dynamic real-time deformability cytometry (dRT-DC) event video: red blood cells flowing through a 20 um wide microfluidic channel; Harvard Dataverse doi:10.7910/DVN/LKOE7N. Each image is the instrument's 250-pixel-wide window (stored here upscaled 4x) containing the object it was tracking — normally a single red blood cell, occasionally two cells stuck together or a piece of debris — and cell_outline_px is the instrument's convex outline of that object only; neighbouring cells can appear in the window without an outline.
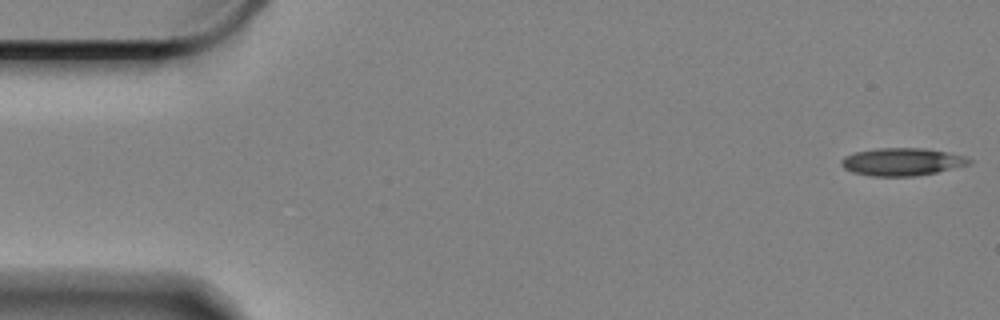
{"species": "Egyptian fruit bat (a non-hibernating species)", "species_latin": "Rousettus aegyptiacus", "temperature_condition": "cold", "stored_images_in_passage": 60, "segment_of_instrument_passage": [1, 2], "camera_frame_rate_fps": 3000, "um_per_image_px": 0.085, "animal": {"sex": "female"}, "frame": {"image": 1, "passage_image": 1, "time_ms": 0.0, "image_size_px": [1000, 320], "cell_outline_px": [[972, 160], [968, 164], [936, 172], [912, 176], [872, 176], [852, 172], [844, 168], [840, 164], [840, 160], [844, 156], [856, 152], [876, 148], [924, 148], [964, 156]], "centroid_in_image_um": [76.6, 13.75], "position_along_channel_um": 8.4, "area_um2": 20.35}}
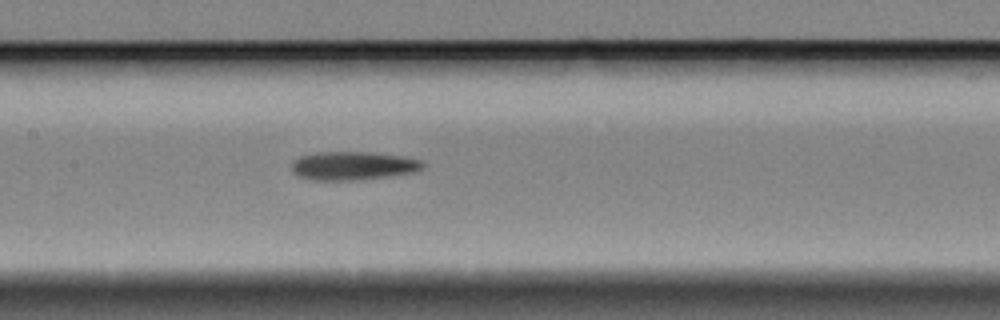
{"frame": {"image": 2, "passage_image": 27, "time_ms": 8.667, "image_size_px": [1000, 320], "cell_outline_px": [[424, 168], [416, 172], [388, 176], [352, 180], [312, 180], [296, 176], [292, 172], [292, 164], [300, 156], [320, 152], [372, 152], [400, 156], [420, 160], [424, 164]], "centroid_in_image_um": [30.0, 14.09], "position_along_channel_um": 177.4, "area_um2": 21.68}}
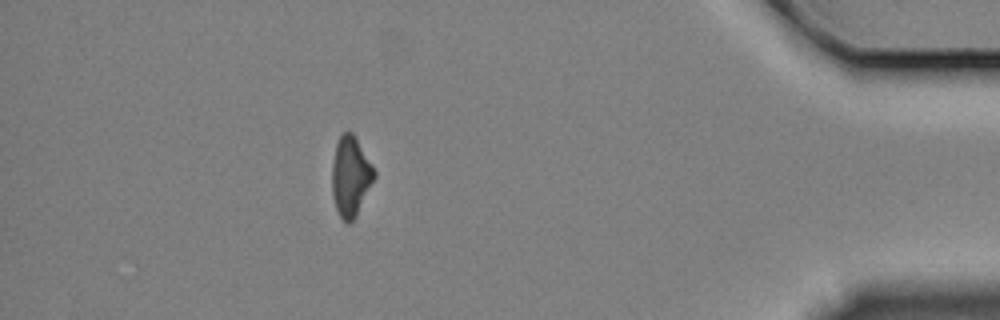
{"frame": {"image": 3, "passage_image": 52, "time_ms": 17.0, "image_size_px": [1000, 320], "cell_outline_px": [[376, 176], [356, 216], [348, 224], [340, 216], [336, 208], [332, 192], [332, 164], [336, 144], [340, 136], [344, 132], [352, 132], [372, 164], [376, 172]], "centroid_in_image_um": [29.8, 14.99], "position_along_channel_um": 405.4, "area_um2": 19.42}}